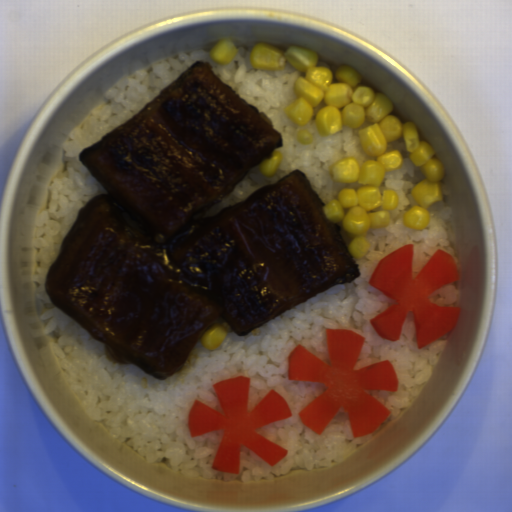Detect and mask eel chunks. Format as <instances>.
Returning a JSON list of instances; mask_svg holds the SVG:
<instances>
[{
	"instance_id": "eel-chunks-1",
	"label": "eel chunks",
	"mask_w": 512,
	"mask_h": 512,
	"mask_svg": "<svg viewBox=\"0 0 512 512\" xmlns=\"http://www.w3.org/2000/svg\"><path fill=\"white\" fill-rule=\"evenodd\" d=\"M271 120L196 60L79 160L88 200L48 268L51 302L113 364L157 380L209 324L244 336L360 270L302 171L205 214L282 147Z\"/></svg>"
}]
</instances>
